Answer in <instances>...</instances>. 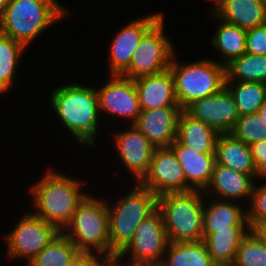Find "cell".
Wrapping results in <instances>:
<instances>
[{
  "mask_svg": "<svg viewBox=\"0 0 266 266\" xmlns=\"http://www.w3.org/2000/svg\"><path fill=\"white\" fill-rule=\"evenodd\" d=\"M257 176L266 179V140L250 145Z\"/></svg>",
  "mask_w": 266,
  "mask_h": 266,
  "instance_id": "cell-35",
  "label": "cell"
},
{
  "mask_svg": "<svg viewBox=\"0 0 266 266\" xmlns=\"http://www.w3.org/2000/svg\"><path fill=\"white\" fill-rule=\"evenodd\" d=\"M216 164L258 179L250 146L231 133L219 134L215 147Z\"/></svg>",
  "mask_w": 266,
  "mask_h": 266,
  "instance_id": "cell-22",
  "label": "cell"
},
{
  "mask_svg": "<svg viewBox=\"0 0 266 266\" xmlns=\"http://www.w3.org/2000/svg\"><path fill=\"white\" fill-rule=\"evenodd\" d=\"M157 199L154 193L136 183L114 205L107 203L110 249L116 255L131 242L138 225L157 210Z\"/></svg>",
  "mask_w": 266,
  "mask_h": 266,
  "instance_id": "cell-6",
  "label": "cell"
},
{
  "mask_svg": "<svg viewBox=\"0 0 266 266\" xmlns=\"http://www.w3.org/2000/svg\"><path fill=\"white\" fill-rule=\"evenodd\" d=\"M44 174L30 189L35 207L32 213L62 231L88 194L82 192L79 180L53 169Z\"/></svg>",
  "mask_w": 266,
  "mask_h": 266,
  "instance_id": "cell-2",
  "label": "cell"
},
{
  "mask_svg": "<svg viewBox=\"0 0 266 266\" xmlns=\"http://www.w3.org/2000/svg\"><path fill=\"white\" fill-rule=\"evenodd\" d=\"M250 230L266 246V221L256 223Z\"/></svg>",
  "mask_w": 266,
  "mask_h": 266,
  "instance_id": "cell-37",
  "label": "cell"
},
{
  "mask_svg": "<svg viewBox=\"0 0 266 266\" xmlns=\"http://www.w3.org/2000/svg\"><path fill=\"white\" fill-rule=\"evenodd\" d=\"M250 203L246 217L251 229L256 223L266 221V182L263 185L254 184Z\"/></svg>",
  "mask_w": 266,
  "mask_h": 266,
  "instance_id": "cell-33",
  "label": "cell"
},
{
  "mask_svg": "<svg viewBox=\"0 0 266 266\" xmlns=\"http://www.w3.org/2000/svg\"><path fill=\"white\" fill-rule=\"evenodd\" d=\"M246 53L266 55V23L246 31Z\"/></svg>",
  "mask_w": 266,
  "mask_h": 266,
  "instance_id": "cell-34",
  "label": "cell"
},
{
  "mask_svg": "<svg viewBox=\"0 0 266 266\" xmlns=\"http://www.w3.org/2000/svg\"><path fill=\"white\" fill-rule=\"evenodd\" d=\"M236 103L239 115L254 114L266 100V83L225 81Z\"/></svg>",
  "mask_w": 266,
  "mask_h": 266,
  "instance_id": "cell-27",
  "label": "cell"
},
{
  "mask_svg": "<svg viewBox=\"0 0 266 266\" xmlns=\"http://www.w3.org/2000/svg\"><path fill=\"white\" fill-rule=\"evenodd\" d=\"M140 184L157 197L165 193L186 192L184 172L170 147L155 148L148 174Z\"/></svg>",
  "mask_w": 266,
  "mask_h": 266,
  "instance_id": "cell-12",
  "label": "cell"
},
{
  "mask_svg": "<svg viewBox=\"0 0 266 266\" xmlns=\"http://www.w3.org/2000/svg\"><path fill=\"white\" fill-rule=\"evenodd\" d=\"M26 47L0 32V95L12 87Z\"/></svg>",
  "mask_w": 266,
  "mask_h": 266,
  "instance_id": "cell-30",
  "label": "cell"
},
{
  "mask_svg": "<svg viewBox=\"0 0 266 266\" xmlns=\"http://www.w3.org/2000/svg\"><path fill=\"white\" fill-rule=\"evenodd\" d=\"M214 1V7L212 8L213 10L218 6V5H220L224 0H213Z\"/></svg>",
  "mask_w": 266,
  "mask_h": 266,
  "instance_id": "cell-41",
  "label": "cell"
},
{
  "mask_svg": "<svg viewBox=\"0 0 266 266\" xmlns=\"http://www.w3.org/2000/svg\"><path fill=\"white\" fill-rule=\"evenodd\" d=\"M70 14L57 0H11L0 21V32L27 48L48 27Z\"/></svg>",
  "mask_w": 266,
  "mask_h": 266,
  "instance_id": "cell-3",
  "label": "cell"
},
{
  "mask_svg": "<svg viewBox=\"0 0 266 266\" xmlns=\"http://www.w3.org/2000/svg\"><path fill=\"white\" fill-rule=\"evenodd\" d=\"M61 232L80 252L99 254L111 262L117 258L110 249L109 212L103 199L88 194Z\"/></svg>",
  "mask_w": 266,
  "mask_h": 266,
  "instance_id": "cell-4",
  "label": "cell"
},
{
  "mask_svg": "<svg viewBox=\"0 0 266 266\" xmlns=\"http://www.w3.org/2000/svg\"><path fill=\"white\" fill-rule=\"evenodd\" d=\"M169 69L182 110L193 101L218 93L225 86V66L209 58L180 64L174 54Z\"/></svg>",
  "mask_w": 266,
  "mask_h": 266,
  "instance_id": "cell-7",
  "label": "cell"
},
{
  "mask_svg": "<svg viewBox=\"0 0 266 266\" xmlns=\"http://www.w3.org/2000/svg\"><path fill=\"white\" fill-rule=\"evenodd\" d=\"M164 255V266H217L212 261L203 240L169 242Z\"/></svg>",
  "mask_w": 266,
  "mask_h": 266,
  "instance_id": "cell-26",
  "label": "cell"
},
{
  "mask_svg": "<svg viewBox=\"0 0 266 266\" xmlns=\"http://www.w3.org/2000/svg\"><path fill=\"white\" fill-rule=\"evenodd\" d=\"M134 84L139 98L140 110L180 107L170 69L155 75L136 78Z\"/></svg>",
  "mask_w": 266,
  "mask_h": 266,
  "instance_id": "cell-17",
  "label": "cell"
},
{
  "mask_svg": "<svg viewBox=\"0 0 266 266\" xmlns=\"http://www.w3.org/2000/svg\"><path fill=\"white\" fill-rule=\"evenodd\" d=\"M250 227H229V229L215 230L207 235L203 241L212 261L217 266H231L243 238L249 233Z\"/></svg>",
  "mask_w": 266,
  "mask_h": 266,
  "instance_id": "cell-24",
  "label": "cell"
},
{
  "mask_svg": "<svg viewBox=\"0 0 266 266\" xmlns=\"http://www.w3.org/2000/svg\"><path fill=\"white\" fill-rule=\"evenodd\" d=\"M129 126L126 131L113 134V140L123 165L140 183L148 174L156 147L135 125Z\"/></svg>",
  "mask_w": 266,
  "mask_h": 266,
  "instance_id": "cell-14",
  "label": "cell"
},
{
  "mask_svg": "<svg viewBox=\"0 0 266 266\" xmlns=\"http://www.w3.org/2000/svg\"><path fill=\"white\" fill-rule=\"evenodd\" d=\"M11 0H0V21L4 14L5 8Z\"/></svg>",
  "mask_w": 266,
  "mask_h": 266,
  "instance_id": "cell-40",
  "label": "cell"
},
{
  "mask_svg": "<svg viewBox=\"0 0 266 266\" xmlns=\"http://www.w3.org/2000/svg\"><path fill=\"white\" fill-rule=\"evenodd\" d=\"M204 191L165 193L158 196L157 210L163 217L169 242L203 240Z\"/></svg>",
  "mask_w": 266,
  "mask_h": 266,
  "instance_id": "cell-5",
  "label": "cell"
},
{
  "mask_svg": "<svg viewBox=\"0 0 266 266\" xmlns=\"http://www.w3.org/2000/svg\"><path fill=\"white\" fill-rule=\"evenodd\" d=\"M177 160L181 164L186 179V192L205 191L209 186L216 163L215 153H199L183 146L177 139L171 144Z\"/></svg>",
  "mask_w": 266,
  "mask_h": 266,
  "instance_id": "cell-18",
  "label": "cell"
},
{
  "mask_svg": "<svg viewBox=\"0 0 266 266\" xmlns=\"http://www.w3.org/2000/svg\"><path fill=\"white\" fill-rule=\"evenodd\" d=\"M230 133L249 146L266 140V126L259 112L240 116Z\"/></svg>",
  "mask_w": 266,
  "mask_h": 266,
  "instance_id": "cell-32",
  "label": "cell"
},
{
  "mask_svg": "<svg viewBox=\"0 0 266 266\" xmlns=\"http://www.w3.org/2000/svg\"><path fill=\"white\" fill-rule=\"evenodd\" d=\"M259 114L262 117V122H264L265 126H266V100L264 101V103L261 105V107L259 108Z\"/></svg>",
  "mask_w": 266,
  "mask_h": 266,
  "instance_id": "cell-39",
  "label": "cell"
},
{
  "mask_svg": "<svg viewBox=\"0 0 266 266\" xmlns=\"http://www.w3.org/2000/svg\"><path fill=\"white\" fill-rule=\"evenodd\" d=\"M218 21L211 45L222 54L220 57L222 60L218 62L226 66L232 60L246 53V30L220 18H218Z\"/></svg>",
  "mask_w": 266,
  "mask_h": 266,
  "instance_id": "cell-25",
  "label": "cell"
},
{
  "mask_svg": "<svg viewBox=\"0 0 266 266\" xmlns=\"http://www.w3.org/2000/svg\"><path fill=\"white\" fill-rule=\"evenodd\" d=\"M180 107L141 110L134 124L156 147H170L176 140Z\"/></svg>",
  "mask_w": 266,
  "mask_h": 266,
  "instance_id": "cell-16",
  "label": "cell"
},
{
  "mask_svg": "<svg viewBox=\"0 0 266 266\" xmlns=\"http://www.w3.org/2000/svg\"><path fill=\"white\" fill-rule=\"evenodd\" d=\"M49 99L60 122L79 145H95L101 117L96 88L69 83L55 87Z\"/></svg>",
  "mask_w": 266,
  "mask_h": 266,
  "instance_id": "cell-1",
  "label": "cell"
},
{
  "mask_svg": "<svg viewBox=\"0 0 266 266\" xmlns=\"http://www.w3.org/2000/svg\"><path fill=\"white\" fill-rule=\"evenodd\" d=\"M102 255L80 252L68 266H112V262Z\"/></svg>",
  "mask_w": 266,
  "mask_h": 266,
  "instance_id": "cell-36",
  "label": "cell"
},
{
  "mask_svg": "<svg viewBox=\"0 0 266 266\" xmlns=\"http://www.w3.org/2000/svg\"><path fill=\"white\" fill-rule=\"evenodd\" d=\"M168 243L163 217L156 210L138 225L131 242L112 263H121L128 253L131 261L126 264L162 262Z\"/></svg>",
  "mask_w": 266,
  "mask_h": 266,
  "instance_id": "cell-10",
  "label": "cell"
},
{
  "mask_svg": "<svg viewBox=\"0 0 266 266\" xmlns=\"http://www.w3.org/2000/svg\"><path fill=\"white\" fill-rule=\"evenodd\" d=\"M253 180L255 181L251 175L215 163L211 182L204 194L206 196L208 194V197L213 194L220 200L236 202L237 200L242 202L246 198L250 200L255 184Z\"/></svg>",
  "mask_w": 266,
  "mask_h": 266,
  "instance_id": "cell-19",
  "label": "cell"
},
{
  "mask_svg": "<svg viewBox=\"0 0 266 266\" xmlns=\"http://www.w3.org/2000/svg\"><path fill=\"white\" fill-rule=\"evenodd\" d=\"M225 81L266 83V55L244 53L225 66Z\"/></svg>",
  "mask_w": 266,
  "mask_h": 266,
  "instance_id": "cell-28",
  "label": "cell"
},
{
  "mask_svg": "<svg viewBox=\"0 0 266 266\" xmlns=\"http://www.w3.org/2000/svg\"><path fill=\"white\" fill-rule=\"evenodd\" d=\"M219 133L205 123L193 119L184 110L178 117L176 139L199 153H215Z\"/></svg>",
  "mask_w": 266,
  "mask_h": 266,
  "instance_id": "cell-23",
  "label": "cell"
},
{
  "mask_svg": "<svg viewBox=\"0 0 266 266\" xmlns=\"http://www.w3.org/2000/svg\"><path fill=\"white\" fill-rule=\"evenodd\" d=\"M211 11V17L246 31L266 23V0H224Z\"/></svg>",
  "mask_w": 266,
  "mask_h": 266,
  "instance_id": "cell-20",
  "label": "cell"
},
{
  "mask_svg": "<svg viewBox=\"0 0 266 266\" xmlns=\"http://www.w3.org/2000/svg\"><path fill=\"white\" fill-rule=\"evenodd\" d=\"M120 263H112V266H119ZM164 266L162 262L159 263H136V264H123L122 266ZM121 266V265H120Z\"/></svg>",
  "mask_w": 266,
  "mask_h": 266,
  "instance_id": "cell-38",
  "label": "cell"
},
{
  "mask_svg": "<svg viewBox=\"0 0 266 266\" xmlns=\"http://www.w3.org/2000/svg\"><path fill=\"white\" fill-rule=\"evenodd\" d=\"M60 232L53 224L35 216L32 212H28L5 236L7 257L9 256L11 259L23 258L28 264Z\"/></svg>",
  "mask_w": 266,
  "mask_h": 266,
  "instance_id": "cell-9",
  "label": "cell"
},
{
  "mask_svg": "<svg viewBox=\"0 0 266 266\" xmlns=\"http://www.w3.org/2000/svg\"><path fill=\"white\" fill-rule=\"evenodd\" d=\"M163 13L136 19L115 35L110 45V74L121 75L130 65L132 55L143 36L163 17Z\"/></svg>",
  "mask_w": 266,
  "mask_h": 266,
  "instance_id": "cell-15",
  "label": "cell"
},
{
  "mask_svg": "<svg viewBox=\"0 0 266 266\" xmlns=\"http://www.w3.org/2000/svg\"><path fill=\"white\" fill-rule=\"evenodd\" d=\"M164 16L143 36L135 49L129 67L121 74L132 80L155 75L169 69L174 45L164 32Z\"/></svg>",
  "mask_w": 266,
  "mask_h": 266,
  "instance_id": "cell-8",
  "label": "cell"
},
{
  "mask_svg": "<svg viewBox=\"0 0 266 266\" xmlns=\"http://www.w3.org/2000/svg\"><path fill=\"white\" fill-rule=\"evenodd\" d=\"M203 206V239L215 230L229 229V227H250L246 217V210L234 201L220 200L215 197Z\"/></svg>",
  "mask_w": 266,
  "mask_h": 266,
  "instance_id": "cell-21",
  "label": "cell"
},
{
  "mask_svg": "<svg viewBox=\"0 0 266 266\" xmlns=\"http://www.w3.org/2000/svg\"><path fill=\"white\" fill-rule=\"evenodd\" d=\"M184 111L219 134L230 133L240 117L236 103L225 86L216 94L193 101Z\"/></svg>",
  "mask_w": 266,
  "mask_h": 266,
  "instance_id": "cell-11",
  "label": "cell"
},
{
  "mask_svg": "<svg viewBox=\"0 0 266 266\" xmlns=\"http://www.w3.org/2000/svg\"><path fill=\"white\" fill-rule=\"evenodd\" d=\"M231 266H266V246L251 230L239 245Z\"/></svg>",
  "mask_w": 266,
  "mask_h": 266,
  "instance_id": "cell-31",
  "label": "cell"
},
{
  "mask_svg": "<svg viewBox=\"0 0 266 266\" xmlns=\"http://www.w3.org/2000/svg\"><path fill=\"white\" fill-rule=\"evenodd\" d=\"M79 253L72 241L60 232L28 266H68Z\"/></svg>",
  "mask_w": 266,
  "mask_h": 266,
  "instance_id": "cell-29",
  "label": "cell"
},
{
  "mask_svg": "<svg viewBox=\"0 0 266 266\" xmlns=\"http://www.w3.org/2000/svg\"><path fill=\"white\" fill-rule=\"evenodd\" d=\"M100 113L105 112L131 121L134 125L141 112L134 80L122 75H111V80L96 88ZM129 119V120H128Z\"/></svg>",
  "mask_w": 266,
  "mask_h": 266,
  "instance_id": "cell-13",
  "label": "cell"
}]
</instances>
